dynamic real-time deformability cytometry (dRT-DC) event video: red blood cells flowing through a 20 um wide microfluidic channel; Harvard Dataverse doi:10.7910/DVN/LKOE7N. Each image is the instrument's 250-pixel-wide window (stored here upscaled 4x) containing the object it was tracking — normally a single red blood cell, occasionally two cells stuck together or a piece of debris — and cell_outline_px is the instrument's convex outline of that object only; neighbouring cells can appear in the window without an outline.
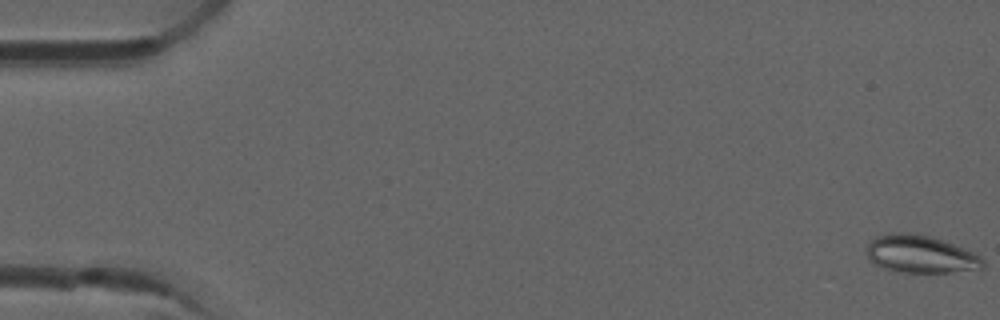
{"species": "common noctule bat (a hibernating species)", "species_latin": "Nyctalus noctula", "temperature_condition": "room temperature", "stored_images_in_passage": 22, "camera_frame_rate_fps": 3000, "um_per_image_px": 0.085, "animal": {"sex": "male", "forearm_length_mm": 52.5}, "frame": {"image": 1, "passage_image": 1, "time_ms": 0.0, "image_size_px": [1000, 320], "cell_outline_px": [[984, 268], [980, 272], [896, 272], [872, 264], [868, 256], [868, 240], [876, 236], [892, 232], [908, 232], [932, 236], [944, 240], [976, 252], [984, 260]], "centroid_in_image_um": [78.32, 21.61], "position_along_channel_um": 6.7, "area_um2": 26.36}}
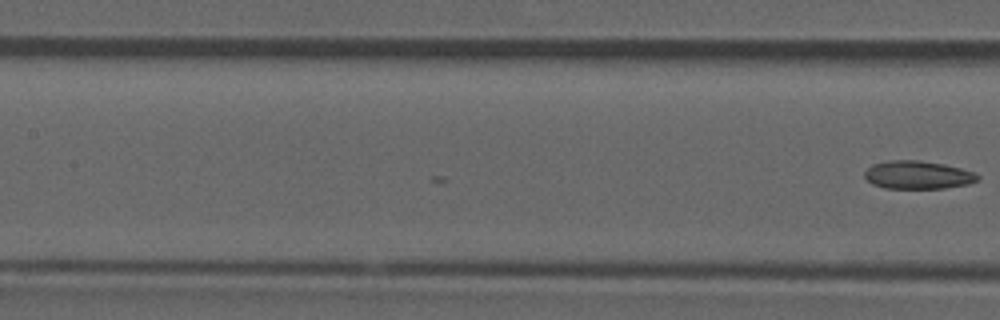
{"frame": {"image": 2, "passage_image": 22, "time_ms": 7.0, "image_size_px": [1000, 320], "cell_outline_px": [[980, 180], [968, 184], [944, 188], [884, 188], [872, 184], [864, 176], [864, 172], [872, 164], [888, 160], [916, 160], [944, 164], [976, 172], [980, 176]], "centroid_in_image_um": [78.03, 14.87], "position_along_channel_um": 129.4, "area_um2": 18.61}}